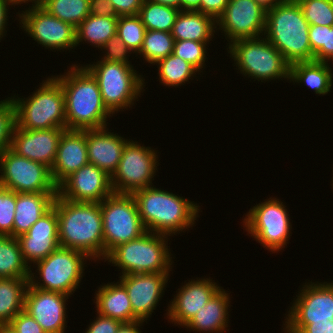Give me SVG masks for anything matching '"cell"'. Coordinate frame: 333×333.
<instances>
[{"label": "cell", "mask_w": 333, "mask_h": 333, "mask_svg": "<svg viewBox=\"0 0 333 333\" xmlns=\"http://www.w3.org/2000/svg\"><path fill=\"white\" fill-rule=\"evenodd\" d=\"M309 23L296 0H287L266 11L264 37L291 65L313 61L308 31Z\"/></svg>", "instance_id": "277c9868"}, {"label": "cell", "mask_w": 333, "mask_h": 333, "mask_svg": "<svg viewBox=\"0 0 333 333\" xmlns=\"http://www.w3.org/2000/svg\"><path fill=\"white\" fill-rule=\"evenodd\" d=\"M16 1L21 5V4H25V3H26V4H27V3L29 4V2H30V3H31V2H32V3H37L39 0H16Z\"/></svg>", "instance_id": "6f0895ef"}, {"label": "cell", "mask_w": 333, "mask_h": 333, "mask_svg": "<svg viewBox=\"0 0 333 333\" xmlns=\"http://www.w3.org/2000/svg\"><path fill=\"white\" fill-rule=\"evenodd\" d=\"M146 31L138 14L118 17L116 35L133 54L137 55L140 52Z\"/></svg>", "instance_id": "8d00e7d4"}, {"label": "cell", "mask_w": 333, "mask_h": 333, "mask_svg": "<svg viewBox=\"0 0 333 333\" xmlns=\"http://www.w3.org/2000/svg\"><path fill=\"white\" fill-rule=\"evenodd\" d=\"M261 7H263L266 11L273 8L277 4L283 3L287 0H255Z\"/></svg>", "instance_id": "db71d44e"}, {"label": "cell", "mask_w": 333, "mask_h": 333, "mask_svg": "<svg viewBox=\"0 0 333 333\" xmlns=\"http://www.w3.org/2000/svg\"><path fill=\"white\" fill-rule=\"evenodd\" d=\"M211 42H197L191 40H181L174 42L173 54L184 61L192 64L200 73L204 70L206 57V46Z\"/></svg>", "instance_id": "ab89813d"}, {"label": "cell", "mask_w": 333, "mask_h": 333, "mask_svg": "<svg viewBox=\"0 0 333 333\" xmlns=\"http://www.w3.org/2000/svg\"><path fill=\"white\" fill-rule=\"evenodd\" d=\"M64 130V128L25 130L15 126L10 149L18 156L41 163L51 170L57 155L58 142Z\"/></svg>", "instance_id": "44dd1931"}, {"label": "cell", "mask_w": 333, "mask_h": 333, "mask_svg": "<svg viewBox=\"0 0 333 333\" xmlns=\"http://www.w3.org/2000/svg\"><path fill=\"white\" fill-rule=\"evenodd\" d=\"M0 186L16 193H57L47 166L18 156L10 148L0 154Z\"/></svg>", "instance_id": "4fadbf2b"}, {"label": "cell", "mask_w": 333, "mask_h": 333, "mask_svg": "<svg viewBox=\"0 0 333 333\" xmlns=\"http://www.w3.org/2000/svg\"><path fill=\"white\" fill-rule=\"evenodd\" d=\"M158 66L159 82L164 86L179 87L190 82L199 71L189 62L184 61L173 53L156 63ZM184 83V84H183Z\"/></svg>", "instance_id": "d6a6232c"}, {"label": "cell", "mask_w": 333, "mask_h": 333, "mask_svg": "<svg viewBox=\"0 0 333 333\" xmlns=\"http://www.w3.org/2000/svg\"><path fill=\"white\" fill-rule=\"evenodd\" d=\"M168 236L146 231L140 237L119 244L106 256L104 262L121 269L120 275L143 273H170L173 266ZM171 256V257H170Z\"/></svg>", "instance_id": "5b68a950"}, {"label": "cell", "mask_w": 333, "mask_h": 333, "mask_svg": "<svg viewBox=\"0 0 333 333\" xmlns=\"http://www.w3.org/2000/svg\"><path fill=\"white\" fill-rule=\"evenodd\" d=\"M31 269L24 261L17 237L0 235V278H29Z\"/></svg>", "instance_id": "1f68e13d"}, {"label": "cell", "mask_w": 333, "mask_h": 333, "mask_svg": "<svg viewBox=\"0 0 333 333\" xmlns=\"http://www.w3.org/2000/svg\"><path fill=\"white\" fill-rule=\"evenodd\" d=\"M169 276V273H141L119 277L130 298L133 315L139 321L150 320L163 296Z\"/></svg>", "instance_id": "ac0fdd59"}, {"label": "cell", "mask_w": 333, "mask_h": 333, "mask_svg": "<svg viewBox=\"0 0 333 333\" xmlns=\"http://www.w3.org/2000/svg\"><path fill=\"white\" fill-rule=\"evenodd\" d=\"M128 141L117 133L109 132L108 126L102 129L86 130L89 163L112 177L118 168L123 148Z\"/></svg>", "instance_id": "cb8c5ba5"}, {"label": "cell", "mask_w": 333, "mask_h": 333, "mask_svg": "<svg viewBox=\"0 0 333 333\" xmlns=\"http://www.w3.org/2000/svg\"><path fill=\"white\" fill-rule=\"evenodd\" d=\"M86 130L65 129L59 139L51 176L58 187L67 177L88 164Z\"/></svg>", "instance_id": "603a6c76"}, {"label": "cell", "mask_w": 333, "mask_h": 333, "mask_svg": "<svg viewBox=\"0 0 333 333\" xmlns=\"http://www.w3.org/2000/svg\"><path fill=\"white\" fill-rule=\"evenodd\" d=\"M180 9L144 0L139 17L147 30L171 32Z\"/></svg>", "instance_id": "836d02e7"}, {"label": "cell", "mask_w": 333, "mask_h": 333, "mask_svg": "<svg viewBox=\"0 0 333 333\" xmlns=\"http://www.w3.org/2000/svg\"><path fill=\"white\" fill-rule=\"evenodd\" d=\"M15 126V107L8 97L0 101V154L10 148Z\"/></svg>", "instance_id": "60d3db41"}, {"label": "cell", "mask_w": 333, "mask_h": 333, "mask_svg": "<svg viewBox=\"0 0 333 333\" xmlns=\"http://www.w3.org/2000/svg\"><path fill=\"white\" fill-rule=\"evenodd\" d=\"M151 1L180 9V0H151Z\"/></svg>", "instance_id": "11a10c76"}, {"label": "cell", "mask_w": 333, "mask_h": 333, "mask_svg": "<svg viewBox=\"0 0 333 333\" xmlns=\"http://www.w3.org/2000/svg\"><path fill=\"white\" fill-rule=\"evenodd\" d=\"M53 205L58 217L60 247L85 253L91 261L104 259L101 203L74 202L57 194Z\"/></svg>", "instance_id": "6da1fadb"}, {"label": "cell", "mask_w": 333, "mask_h": 333, "mask_svg": "<svg viewBox=\"0 0 333 333\" xmlns=\"http://www.w3.org/2000/svg\"><path fill=\"white\" fill-rule=\"evenodd\" d=\"M100 49L102 51L104 50L103 53L106 52L103 54L101 60L132 65L129 60V54H131L132 51L117 35L106 41Z\"/></svg>", "instance_id": "7bdbcfd3"}, {"label": "cell", "mask_w": 333, "mask_h": 333, "mask_svg": "<svg viewBox=\"0 0 333 333\" xmlns=\"http://www.w3.org/2000/svg\"><path fill=\"white\" fill-rule=\"evenodd\" d=\"M112 193L111 177L91 163L71 174L57 187L61 198L74 202L101 203Z\"/></svg>", "instance_id": "e0dca14e"}, {"label": "cell", "mask_w": 333, "mask_h": 333, "mask_svg": "<svg viewBox=\"0 0 333 333\" xmlns=\"http://www.w3.org/2000/svg\"><path fill=\"white\" fill-rule=\"evenodd\" d=\"M144 321H136L133 323H123L117 333H141V329Z\"/></svg>", "instance_id": "816d5d0a"}, {"label": "cell", "mask_w": 333, "mask_h": 333, "mask_svg": "<svg viewBox=\"0 0 333 333\" xmlns=\"http://www.w3.org/2000/svg\"><path fill=\"white\" fill-rule=\"evenodd\" d=\"M9 325L16 333H46L40 324L24 310L19 312Z\"/></svg>", "instance_id": "ee69618b"}, {"label": "cell", "mask_w": 333, "mask_h": 333, "mask_svg": "<svg viewBox=\"0 0 333 333\" xmlns=\"http://www.w3.org/2000/svg\"><path fill=\"white\" fill-rule=\"evenodd\" d=\"M24 261L30 265L60 247L58 217L53 205L30 229L17 237Z\"/></svg>", "instance_id": "7402d4cb"}, {"label": "cell", "mask_w": 333, "mask_h": 333, "mask_svg": "<svg viewBox=\"0 0 333 333\" xmlns=\"http://www.w3.org/2000/svg\"><path fill=\"white\" fill-rule=\"evenodd\" d=\"M309 25L333 26V0H296Z\"/></svg>", "instance_id": "f35d334b"}, {"label": "cell", "mask_w": 333, "mask_h": 333, "mask_svg": "<svg viewBox=\"0 0 333 333\" xmlns=\"http://www.w3.org/2000/svg\"><path fill=\"white\" fill-rule=\"evenodd\" d=\"M309 42L315 61L330 62L333 57V26L310 25Z\"/></svg>", "instance_id": "74e56055"}, {"label": "cell", "mask_w": 333, "mask_h": 333, "mask_svg": "<svg viewBox=\"0 0 333 333\" xmlns=\"http://www.w3.org/2000/svg\"><path fill=\"white\" fill-rule=\"evenodd\" d=\"M265 22L266 10L255 0H230L216 20V31L222 30L229 45L238 39L263 37Z\"/></svg>", "instance_id": "2e32d148"}, {"label": "cell", "mask_w": 333, "mask_h": 333, "mask_svg": "<svg viewBox=\"0 0 333 333\" xmlns=\"http://www.w3.org/2000/svg\"><path fill=\"white\" fill-rule=\"evenodd\" d=\"M196 279L188 280L178 288L168 304L166 315L170 323L184 326L222 288L210 277Z\"/></svg>", "instance_id": "ffe728a7"}, {"label": "cell", "mask_w": 333, "mask_h": 333, "mask_svg": "<svg viewBox=\"0 0 333 333\" xmlns=\"http://www.w3.org/2000/svg\"><path fill=\"white\" fill-rule=\"evenodd\" d=\"M29 278H0V325L9 322L24 310Z\"/></svg>", "instance_id": "f546056e"}, {"label": "cell", "mask_w": 333, "mask_h": 333, "mask_svg": "<svg viewBox=\"0 0 333 333\" xmlns=\"http://www.w3.org/2000/svg\"><path fill=\"white\" fill-rule=\"evenodd\" d=\"M228 46L234 66L243 76L261 82L281 78L290 81V64L265 37L238 39Z\"/></svg>", "instance_id": "ba28073f"}, {"label": "cell", "mask_w": 333, "mask_h": 333, "mask_svg": "<svg viewBox=\"0 0 333 333\" xmlns=\"http://www.w3.org/2000/svg\"><path fill=\"white\" fill-rule=\"evenodd\" d=\"M37 3L54 17L75 28L90 15L89 0H39Z\"/></svg>", "instance_id": "e575fe53"}, {"label": "cell", "mask_w": 333, "mask_h": 333, "mask_svg": "<svg viewBox=\"0 0 333 333\" xmlns=\"http://www.w3.org/2000/svg\"><path fill=\"white\" fill-rule=\"evenodd\" d=\"M94 302L96 311L122 323H133L139 321L134 315L130 298L125 286L118 282L102 284L98 287Z\"/></svg>", "instance_id": "484cf974"}, {"label": "cell", "mask_w": 333, "mask_h": 333, "mask_svg": "<svg viewBox=\"0 0 333 333\" xmlns=\"http://www.w3.org/2000/svg\"><path fill=\"white\" fill-rule=\"evenodd\" d=\"M27 98L11 96L15 107L16 127L25 130L67 129L65 96L61 83L51 76Z\"/></svg>", "instance_id": "8992f818"}, {"label": "cell", "mask_w": 333, "mask_h": 333, "mask_svg": "<svg viewBox=\"0 0 333 333\" xmlns=\"http://www.w3.org/2000/svg\"><path fill=\"white\" fill-rule=\"evenodd\" d=\"M57 193H16L13 237L26 233L52 206Z\"/></svg>", "instance_id": "4316f807"}, {"label": "cell", "mask_w": 333, "mask_h": 333, "mask_svg": "<svg viewBox=\"0 0 333 333\" xmlns=\"http://www.w3.org/2000/svg\"><path fill=\"white\" fill-rule=\"evenodd\" d=\"M216 20L199 11H182L178 13L172 28L175 41L191 40L209 42L215 36Z\"/></svg>", "instance_id": "83f0119b"}, {"label": "cell", "mask_w": 333, "mask_h": 333, "mask_svg": "<svg viewBox=\"0 0 333 333\" xmlns=\"http://www.w3.org/2000/svg\"><path fill=\"white\" fill-rule=\"evenodd\" d=\"M118 17L88 15L76 27V47L85 41L100 49L116 35Z\"/></svg>", "instance_id": "4dcf8cb0"}, {"label": "cell", "mask_w": 333, "mask_h": 333, "mask_svg": "<svg viewBox=\"0 0 333 333\" xmlns=\"http://www.w3.org/2000/svg\"><path fill=\"white\" fill-rule=\"evenodd\" d=\"M119 16L139 14L144 0H109Z\"/></svg>", "instance_id": "bcb514c9"}, {"label": "cell", "mask_w": 333, "mask_h": 333, "mask_svg": "<svg viewBox=\"0 0 333 333\" xmlns=\"http://www.w3.org/2000/svg\"><path fill=\"white\" fill-rule=\"evenodd\" d=\"M0 333H16L9 324L0 325Z\"/></svg>", "instance_id": "9f6ffc18"}, {"label": "cell", "mask_w": 333, "mask_h": 333, "mask_svg": "<svg viewBox=\"0 0 333 333\" xmlns=\"http://www.w3.org/2000/svg\"><path fill=\"white\" fill-rule=\"evenodd\" d=\"M104 259L119 244L134 240L146 230L132 194L112 193L101 202Z\"/></svg>", "instance_id": "8fae6325"}, {"label": "cell", "mask_w": 333, "mask_h": 333, "mask_svg": "<svg viewBox=\"0 0 333 333\" xmlns=\"http://www.w3.org/2000/svg\"><path fill=\"white\" fill-rule=\"evenodd\" d=\"M174 37L171 32L147 30L143 39L142 48L137 56L155 65L158 61L173 53Z\"/></svg>", "instance_id": "d590c367"}, {"label": "cell", "mask_w": 333, "mask_h": 333, "mask_svg": "<svg viewBox=\"0 0 333 333\" xmlns=\"http://www.w3.org/2000/svg\"><path fill=\"white\" fill-rule=\"evenodd\" d=\"M89 11L94 16L119 17L109 0H89Z\"/></svg>", "instance_id": "c3c4849f"}, {"label": "cell", "mask_w": 333, "mask_h": 333, "mask_svg": "<svg viewBox=\"0 0 333 333\" xmlns=\"http://www.w3.org/2000/svg\"><path fill=\"white\" fill-rule=\"evenodd\" d=\"M83 66L97 80L102 101L113 115L132 108L145 91V79L137 74L133 65L97 59V62Z\"/></svg>", "instance_id": "52a82bcc"}, {"label": "cell", "mask_w": 333, "mask_h": 333, "mask_svg": "<svg viewBox=\"0 0 333 333\" xmlns=\"http://www.w3.org/2000/svg\"><path fill=\"white\" fill-rule=\"evenodd\" d=\"M155 149L129 140L123 148L118 168L111 177L113 193L133 194L150 187L159 166Z\"/></svg>", "instance_id": "7c38bea8"}, {"label": "cell", "mask_w": 333, "mask_h": 333, "mask_svg": "<svg viewBox=\"0 0 333 333\" xmlns=\"http://www.w3.org/2000/svg\"><path fill=\"white\" fill-rule=\"evenodd\" d=\"M67 299L69 296L66 294L28 285L24 311L33 317L46 333H65Z\"/></svg>", "instance_id": "d6986e66"}, {"label": "cell", "mask_w": 333, "mask_h": 333, "mask_svg": "<svg viewBox=\"0 0 333 333\" xmlns=\"http://www.w3.org/2000/svg\"><path fill=\"white\" fill-rule=\"evenodd\" d=\"M230 0H201L200 12L217 20L224 12Z\"/></svg>", "instance_id": "7dc6e473"}, {"label": "cell", "mask_w": 333, "mask_h": 333, "mask_svg": "<svg viewBox=\"0 0 333 333\" xmlns=\"http://www.w3.org/2000/svg\"><path fill=\"white\" fill-rule=\"evenodd\" d=\"M132 196L142 224L149 232L170 237L189 230L199 217L197 203L154 185L137 190Z\"/></svg>", "instance_id": "3957f363"}, {"label": "cell", "mask_w": 333, "mask_h": 333, "mask_svg": "<svg viewBox=\"0 0 333 333\" xmlns=\"http://www.w3.org/2000/svg\"><path fill=\"white\" fill-rule=\"evenodd\" d=\"M17 14L21 29L45 49L61 52L76 48V28L54 17L38 3Z\"/></svg>", "instance_id": "9a60e30c"}, {"label": "cell", "mask_w": 333, "mask_h": 333, "mask_svg": "<svg viewBox=\"0 0 333 333\" xmlns=\"http://www.w3.org/2000/svg\"><path fill=\"white\" fill-rule=\"evenodd\" d=\"M333 69L328 62L305 61L290 65V83H303L318 95L330 93L333 84Z\"/></svg>", "instance_id": "f1b7e54d"}, {"label": "cell", "mask_w": 333, "mask_h": 333, "mask_svg": "<svg viewBox=\"0 0 333 333\" xmlns=\"http://www.w3.org/2000/svg\"><path fill=\"white\" fill-rule=\"evenodd\" d=\"M9 5L15 7V5H20L16 0H0V40H2V38L4 37V35L6 36L5 33H7L6 31V27H7V21H8V15H9Z\"/></svg>", "instance_id": "681fc988"}, {"label": "cell", "mask_w": 333, "mask_h": 333, "mask_svg": "<svg viewBox=\"0 0 333 333\" xmlns=\"http://www.w3.org/2000/svg\"><path fill=\"white\" fill-rule=\"evenodd\" d=\"M69 68L64 75L55 76L65 96L67 129L105 128L113 114L102 101L97 80L82 64H72Z\"/></svg>", "instance_id": "7a4b0ae2"}, {"label": "cell", "mask_w": 333, "mask_h": 333, "mask_svg": "<svg viewBox=\"0 0 333 333\" xmlns=\"http://www.w3.org/2000/svg\"><path fill=\"white\" fill-rule=\"evenodd\" d=\"M201 0H180V10L182 11H199Z\"/></svg>", "instance_id": "f5cc1de1"}, {"label": "cell", "mask_w": 333, "mask_h": 333, "mask_svg": "<svg viewBox=\"0 0 333 333\" xmlns=\"http://www.w3.org/2000/svg\"><path fill=\"white\" fill-rule=\"evenodd\" d=\"M96 319L91 322L85 333H117L122 322L105 317L97 312Z\"/></svg>", "instance_id": "f6af8a7d"}, {"label": "cell", "mask_w": 333, "mask_h": 333, "mask_svg": "<svg viewBox=\"0 0 333 333\" xmlns=\"http://www.w3.org/2000/svg\"><path fill=\"white\" fill-rule=\"evenodd\" d=\"M16 192L0 186V235L13 237Z\"/></svg>", "instance_id": "b9f144b4"}, {"label": "cell", "mask_w": 333, "mask_h": 333, "mask_svg": "<svg viewBox=\"0 0 333 333\" xmlns=\"http://www.w3.org/2000/svg\"><path fill=\"white\" fill-rule=\"evenodd\" d=\"M230 293L223 287L195 314L184 328L190 331L223 333L228 327ZM192 329V330H191Z\"/></svg>", "instance_id": "d4e9b609"}, {"label": "cell", "mask_w": 333, "mask_h": 333, "mask_svg": "<svg viewBox=\"0 0 333 333\" xmlns=\"http://www.w3.org/2000/svg\"><path fill=\"white\" fill-rule=\"evenodd\" d=\"M87 259L91 260L85 253L59 247L45 259L34 263L36 266L33 265V267H37L35 272L39 278L36 273L30 270L29 285L46 291L60 292L71 297L80 287L79 284L85 275Z\"/></svg>", "instance_id": "9c48e42d"}, {"label": "cell", "mask_w": 333, "mask_h": 333, "mask_svg": "<svg viewBox=\"0 0 333 333\" xmlns=\"http://www.w3.org/2000/svg\"><path fill=\"white\" fill-rule=\"evenodd\" d=\"M306 283L287 311L285 333H299L313 321H333V281Z\"/></svg>", "instance_id": "5bb4252c"}, {"label": "cell", "mask_w": 333, "mask_h": 333, "mask_svg": "<svg viewBox=\"0 0 333 333\" xmlns=\"http://www.w3.org/2000/svg\"><path fill=\"white\" fill-rule=\"evenodd\" d=\"M284 203L275 197L250 208L243 219L247 235L256 239L263 248L270 252H279L290 240L292 225Z\"/></svg>", "instance_id": "30bf717a"}, {"label": "cell", "mask_w": 333, "mask_h": 333, "mask_svg": "<svg viewBox=\"0 0 333 333\" xmlns=\"http://www.w3.org/2000/svg\"><path fill=\"white\" fill-rule=\"evenodd\" d=\"M299 333H333V321H313Z\"/></svg>", "instance_id": "f907efd6"}]
</instances>
